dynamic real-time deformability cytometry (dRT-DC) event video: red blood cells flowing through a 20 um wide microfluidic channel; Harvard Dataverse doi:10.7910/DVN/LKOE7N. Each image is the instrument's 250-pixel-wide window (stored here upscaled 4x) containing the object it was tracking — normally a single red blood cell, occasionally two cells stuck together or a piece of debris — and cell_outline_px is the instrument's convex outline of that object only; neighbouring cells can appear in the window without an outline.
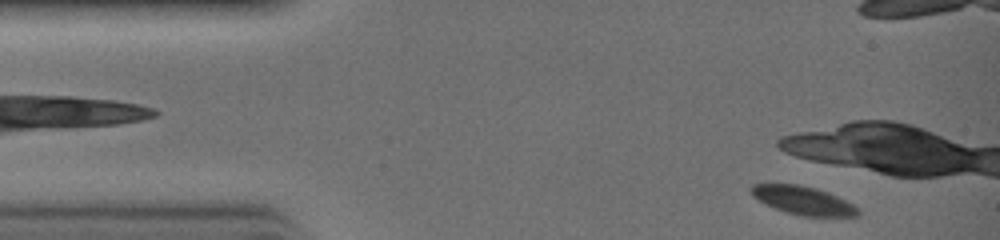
{"species": "common noctule bat (a hibernating species)", "species_latin": "Nyctalus noctula", "temperature_condition": "warm", "stored_images_in_passage": 3, "camera_frame_rate_fps": 3000, "um_per_image_px": 0.085, "animal": {"sex": "female", "body_mass_g": 19.0, "forearm_length_mm": 51.5}, "frame": {"image": 1, "passage_image": 1, "time_ms": 0.0, "image_size_px": [1000, 240], "cell_outline_px": [[860, 216], [800, 216], [776, 208], [752, 196], [752, 184], [796, 184], [812, 188], [836, 196], [852, 204], [860, 212]], "centroid_in_image_um": [68.27, 17.05], "position_along_channel_um": 16.7, "area_um2": 16.99}}